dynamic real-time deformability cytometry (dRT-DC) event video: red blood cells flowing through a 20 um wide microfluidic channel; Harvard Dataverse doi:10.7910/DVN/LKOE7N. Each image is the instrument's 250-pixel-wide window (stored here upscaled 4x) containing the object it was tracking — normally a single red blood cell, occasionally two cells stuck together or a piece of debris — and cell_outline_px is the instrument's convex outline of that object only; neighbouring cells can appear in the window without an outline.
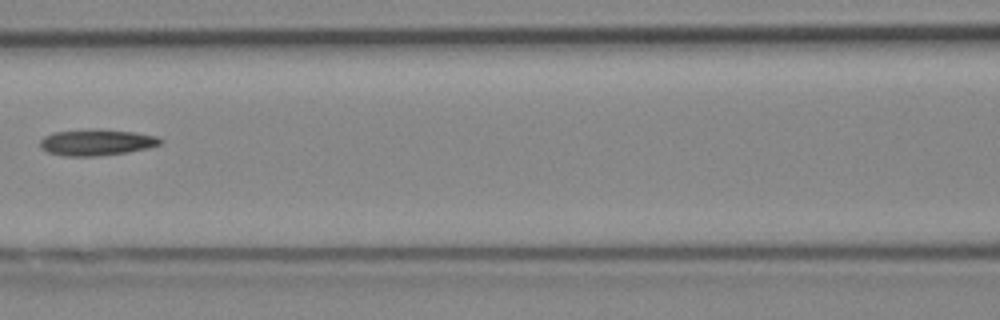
{"species": "Egyptian fruit bat (a non-hibernating species)", "species_latin": "Rousettus aegyptiacus", "temperature_condition": "cold", "stored_images_in_passage": 7, "camera_frame_rate_fps": 3000, "um_per_image_px": 0.085, "animal": {"sex": "female"}, "frame": {"image": 1, "passage_image": 7, "time_ms": 2.0, "image_size_px": [1000, 320], "cell_outline_px": [[164, 140], [160, 144], [148, 148], [128, 152], [96, 156], [64, 156], [48, 152], [40, 148], [40, 140], [44, 136], [56, 132], [136, 132], [156, 136]], "centroid_in_image_um": [8.22, 12.16], "position_along_channel_um": 158.4, "area_um2": 17.34}}